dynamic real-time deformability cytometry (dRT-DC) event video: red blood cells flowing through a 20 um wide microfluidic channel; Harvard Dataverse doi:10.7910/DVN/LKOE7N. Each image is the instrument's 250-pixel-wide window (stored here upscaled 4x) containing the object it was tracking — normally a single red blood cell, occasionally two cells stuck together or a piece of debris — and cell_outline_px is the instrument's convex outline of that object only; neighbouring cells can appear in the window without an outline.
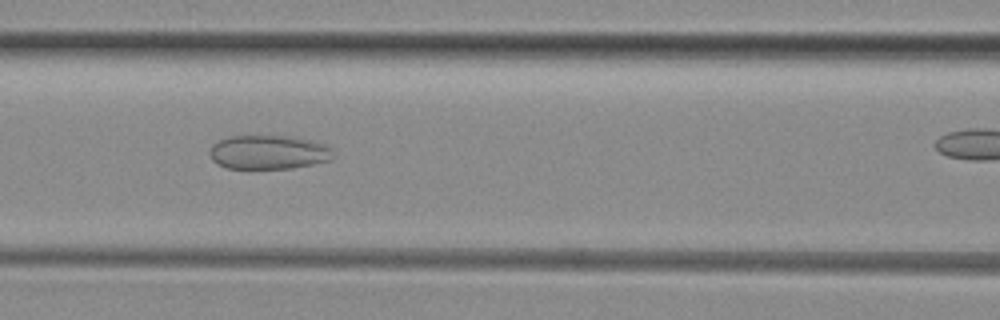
{"species": "common noctule bat (a hibernating species)", "species_latin": "Nyctalus noctula", "temperature_condition": "room temperature", "stored_images_in_passage": 25, "camera_frame_rate_fps": 3000, "um_per_image_px": 0.085, "animal": {"sex": "female", "body_mass_g": 29.2, "forearm_length_mm": 56.3}, "frame": {"image": 1, "passage_image": 9, "time_ms": 2.667, "image_size_px": [1000, 320], "cell_outline_px": [[332, 160], [292, 168], [228, 168], [216, 164], [212, 160], [208, 152], [212, 144], [220, 140], [232, 136], [296, 136], [324, 144], [332, 148]], "centroid_in_image_um": [22.81, 12.93], "position_along_channel_um": 143.8, "area_um2": 24.57}}
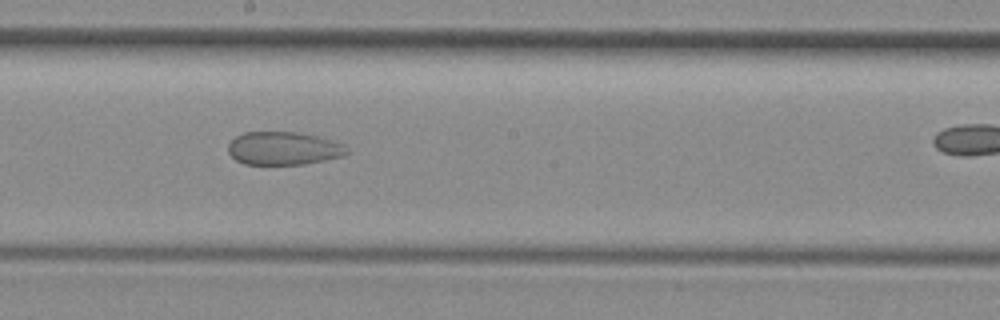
{"frame": {"image": 2, "passage_image": 15, "time_ms": 4.667, "image_size_px": [1000, 320], "cell_outline_px": [[348, 152], [344, 156], [304, 164], [244, 164], [236, 160], [228, 152], [228, 144], [236, 136], [244, 132], [296, 132], [316, 136], [332, 140], [344, 144], [348, 148]], "centroid_in_image_um": [24.1, 12.61], "position_along_channel_um": 224.1, "area_um2": 22.89}}
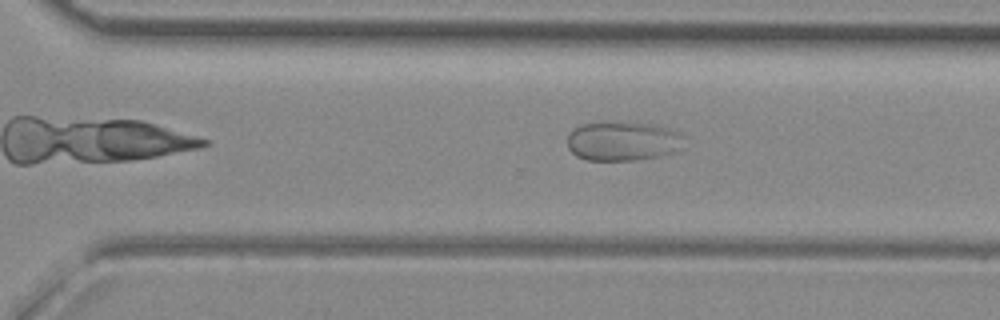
{"frame": {"image": 3, "passage_image": 22, "time_ms": 7.0, "image_size_px": [1000, 320], "cell_outline_px": [[684, 136], [680, 148], [672, 152], [656, 156], [636, 160], [584, 160], [576, 156], [568, 148], [568, 136], [576, 128], [584, 124], [652, 124], [668, 128], [680, 132]], "centroid_in_image_um": [52.95, 12.03], "position_along_channel_um": 317.7, "area_um2": 25.89}}